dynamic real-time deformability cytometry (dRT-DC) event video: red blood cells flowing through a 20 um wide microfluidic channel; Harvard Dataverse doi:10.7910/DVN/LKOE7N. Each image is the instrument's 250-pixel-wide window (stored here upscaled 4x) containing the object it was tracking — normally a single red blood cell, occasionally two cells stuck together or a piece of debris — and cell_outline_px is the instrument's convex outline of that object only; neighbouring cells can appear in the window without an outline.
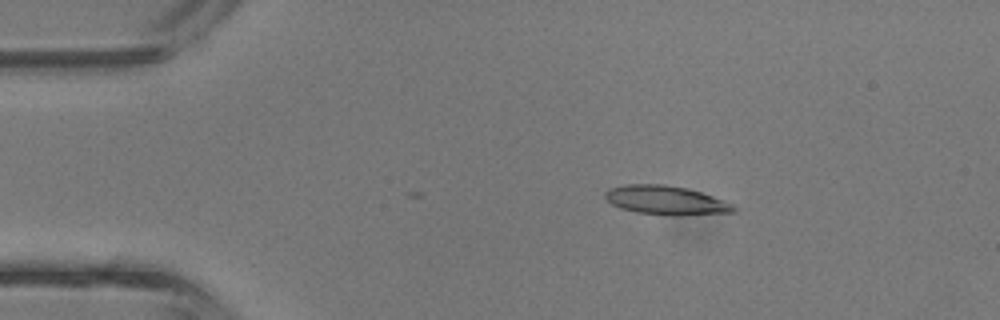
{"species": "common noctule bat (a hibernating species)", "species_latin": "Nyctalus noctula", "temperature_condition": "room temperature", "stored_images_in_passage": 3, "camera_frame_rate_fps": 3000, "um_per_image_px": 0.085, "animal": {"sex": "male", "body_mass_g": 13.3}, "frame": {"image": 1, "passage_image": 2, "time_ms": 0.333, "image_size_px": [1000, 320], "cell_outline_px": [[736, 212], [680, 216], [672, 216], [636, 212], [620, 208], [604, 200], [604, 192], [608, 188], [624, 184], [664, 184], [688, 188], [724, 200], [732, 204], [736, 208]], "centroid_in_image_um": [56.57, 17.02], "position_along_channel_um": 28.4, "area_um2": 22.08}}